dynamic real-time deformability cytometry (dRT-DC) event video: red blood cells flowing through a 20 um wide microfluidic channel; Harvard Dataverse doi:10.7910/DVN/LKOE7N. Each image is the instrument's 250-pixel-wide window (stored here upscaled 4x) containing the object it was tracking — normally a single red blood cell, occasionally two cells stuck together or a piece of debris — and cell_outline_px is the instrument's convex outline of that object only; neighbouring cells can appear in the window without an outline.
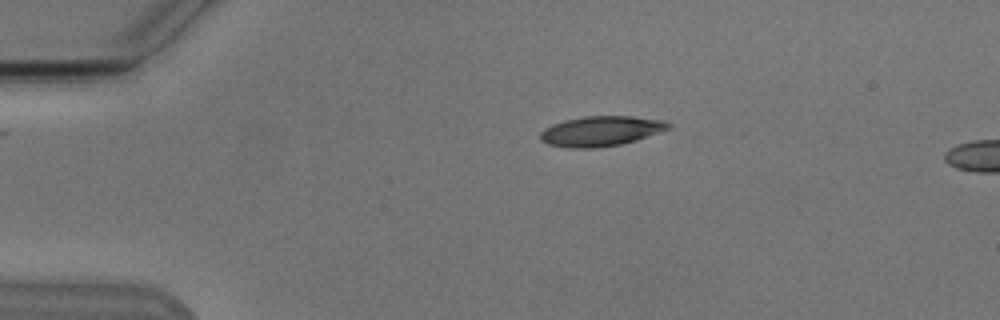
{"species": "Egyptian fruit bat (a non-hibernating species)", "species_latin": "Rousettus aegyptiacus", "temperature_condition": "cold", "stored_images_in_passage": 2, "camera_frame_rate_fps": 3000, "um_per_image_px": 0.085, "animal": {"sex": "male"}, "frame": {"image": 1, "passage_image": 1, "time_ms": 0.0, "image_size_px": [1000, 320], "cell_outline_px": [[672, 128], [636, 140], [620, 144], [592, 148], [572, 148], [548, 144], [540, 140], [540, 132], [544, 128], [552, 124], [564, 120], [584, 116], [632, 116], [664, 120], [672, 124]], "centroid_in_image_um": [51.09, 11.13], "position_along_channel_um": 33.9, "area_um2": 22.48}}